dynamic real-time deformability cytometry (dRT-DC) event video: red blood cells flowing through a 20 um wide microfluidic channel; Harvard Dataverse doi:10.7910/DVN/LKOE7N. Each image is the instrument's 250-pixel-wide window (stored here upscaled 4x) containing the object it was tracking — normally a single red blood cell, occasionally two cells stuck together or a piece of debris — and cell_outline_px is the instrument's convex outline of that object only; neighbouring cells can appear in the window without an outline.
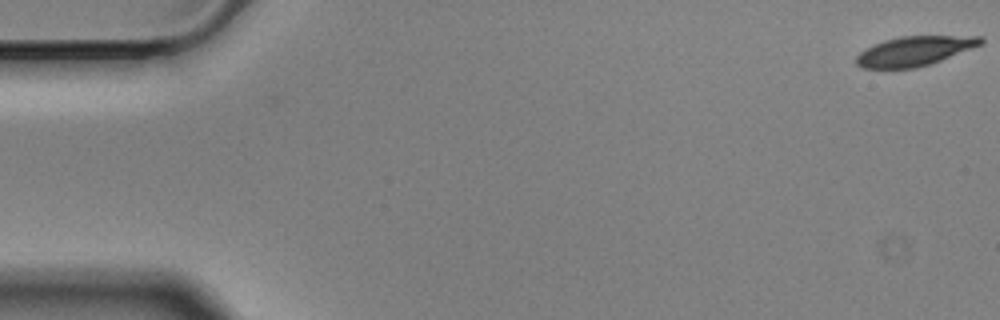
{"species": "Egyptian fruit bat (a non-hibernating species)", "species_latin": "Rousettus aegyptiacus", "temperature_condition": "cold", "stored_images_in_passage": 2, "camera_frame_rate_fps": 3000, "um_per_image_px": 0.085, "animal": {"sex": "male"}, "frame": {"image": 1, "passage_image": 1, "time_ms": 0.0, "image_size_px": [1000, 320], "cell_outline_px": [[984, 44], [940, 60], [916, 68], [860, 68], [856, 64], [856, 56], [860, 52], [884, 40], [900, 36], [984, 36]], "centroid_in_image_um": [77.76, 4.33], "position_along_channel_um": 7.2, "area_um2": 21.27}}